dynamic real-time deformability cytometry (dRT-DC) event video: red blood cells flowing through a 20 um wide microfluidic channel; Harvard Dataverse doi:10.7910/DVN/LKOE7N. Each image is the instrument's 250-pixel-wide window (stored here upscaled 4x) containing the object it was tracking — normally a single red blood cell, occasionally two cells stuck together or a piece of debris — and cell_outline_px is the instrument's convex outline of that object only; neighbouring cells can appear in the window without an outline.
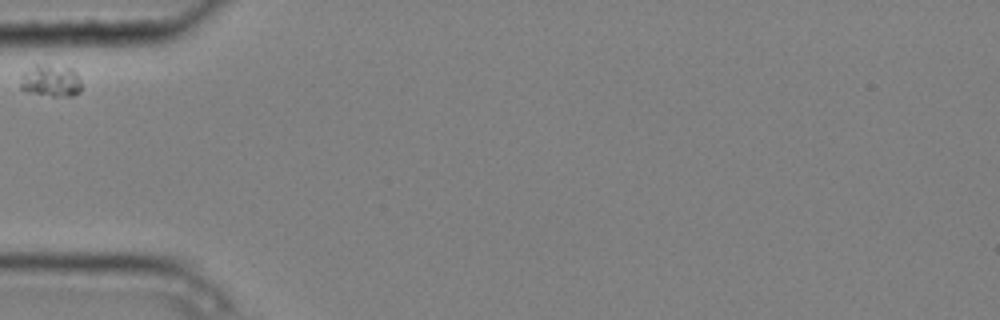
{"species": "common noctule bat (a hibernating species)", "species_latin": "Nyctalus noctula", "temperature_condition": "cold", "stored_images_in_passage": 2, "camera_frame_rate_fps": 3000, "um_per_image_px": 0.085, "animal": {"sex": "male", "body_mass_g": 20.4}, "frame": {"image": 1, "passage_image": 1, "time_ms": 0.0, "image_size_px": [1000, 320], "cell_outline_px": [[80, 92], [72, 96], [52, 96], [24, 92], [20, 88], [20, 84], [24, 72], [36, 64], [48, 64], [72, 68], [76, 72], [80, 80]], "centroid_in_image_um": [4.31, 6.87], "position_along_channel_um": 80.7, "area_um2": 11.56}}